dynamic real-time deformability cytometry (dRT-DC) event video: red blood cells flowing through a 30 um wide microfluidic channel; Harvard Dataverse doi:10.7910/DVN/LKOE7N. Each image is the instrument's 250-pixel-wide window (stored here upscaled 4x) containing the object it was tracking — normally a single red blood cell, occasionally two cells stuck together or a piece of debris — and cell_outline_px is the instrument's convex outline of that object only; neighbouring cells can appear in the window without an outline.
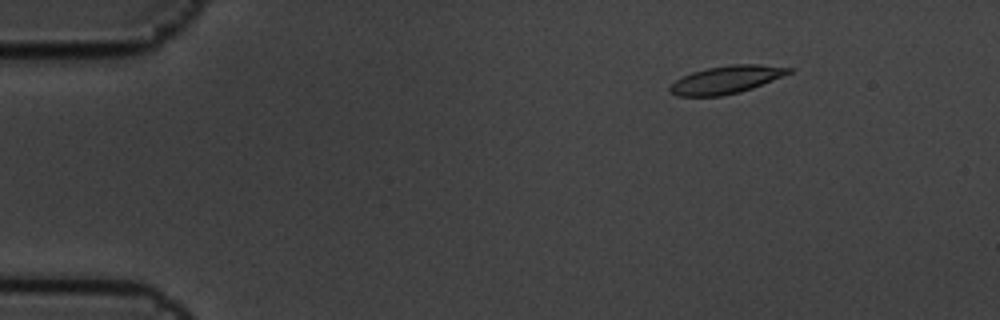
{"species": "common noctule bat (a hibernating species)", "species_latin": "Nyctalus noctula", "temperature_condition": "cold", "stored_images_in_passage": 5, "camera_frame_rate_fps": 3000, "um_per_image_px": 0.085, "animal": {"sex": "male", "body_mass_g": 19.5, "forearm_length_mm": 54.6}, "frame": {"image": 1, "passage_image": 2, "time_ms": 0.333, "image_size_px": [1000, 320], "cell_outline_px": [[792, 72], [784, 76], [752, 88], [740, 92], [720, 96], [676, 96], [668, 92], [668, 88], [676, 80], [692, 72], [708, 68], [732, 64], [756, 64], [792, 68]], "centroid_in_image_um": [61.72, 6.78], "position_along_channel_um": 23.3, "area_um2": 19.13}}